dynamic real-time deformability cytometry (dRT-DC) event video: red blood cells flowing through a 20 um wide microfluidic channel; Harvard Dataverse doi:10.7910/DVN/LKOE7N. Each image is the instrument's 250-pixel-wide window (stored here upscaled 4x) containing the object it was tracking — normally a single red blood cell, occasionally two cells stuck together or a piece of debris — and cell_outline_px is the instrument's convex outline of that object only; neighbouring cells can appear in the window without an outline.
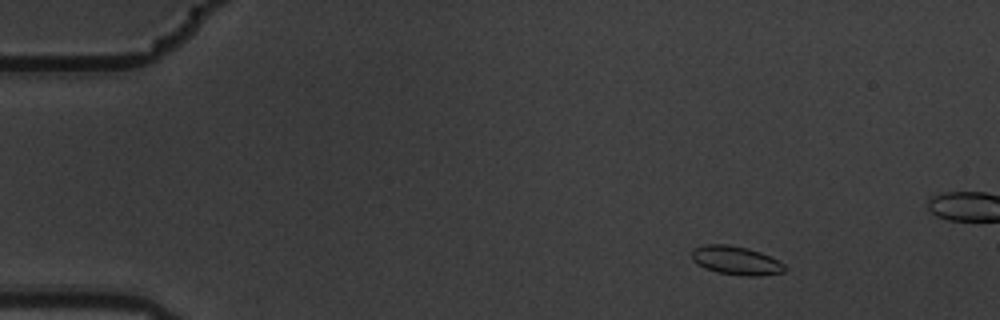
{"species": "common noctule bat (a hibernating species)", "species_latin": "Nyctalus noctula", "temperature_condition": "warm", "stored_images_in_passage": 6, "camera_frame_rate_fps": 3000, "um_per_image_px": 0.085, "animal": {"sex": "male", "body_mass_g": 19.5, "forearm_length_mm": 54.6}, "frame": {"image": 1, "passage_image": 2, "time_ms": 0.333, "image_size_px": [1000, 320], "cell_outline_px": [[784, 272], [756, 276], [744, 276], [716, 272], [704, 268], [696, 264], [692, 260], [692, 248], [704, 244], [728, 244], [748, 248], [760, 252], [784, 264]], "centroid_in_image_um": [62.49, 22.13], "position_along_channel_um": 22.5, "area_um2": 15.55}}